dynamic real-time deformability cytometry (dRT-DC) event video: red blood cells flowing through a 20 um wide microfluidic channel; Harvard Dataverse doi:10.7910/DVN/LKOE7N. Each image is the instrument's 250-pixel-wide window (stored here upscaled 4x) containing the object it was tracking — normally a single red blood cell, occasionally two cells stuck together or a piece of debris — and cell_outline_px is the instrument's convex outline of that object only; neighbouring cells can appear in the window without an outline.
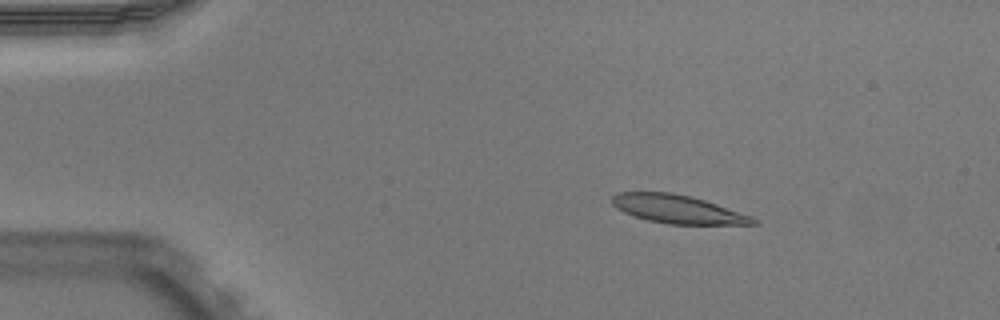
{"species": "Egyptian fruit bat (a non-hibernating species)", "species_latin": "Rousettus aegyptiacus", "temperature_condition": "warm", "stored_images_in_passage": 44, "camera_frame_rate_fps": 3000, "um_per_image_px": 0.085, "animal": {"sex": "male"}, "frame": {"image": 1, "passage_image": 1, "time_ms": 0.0, "image_size_px": [1000, 320], "cell_outline_px": [[756, 224], [668, 224], [648, 220], [624, 212], [616, 208], [612, 204], [612, 196], [616, 192], [672, 192], [692, 196], [752, 216], [756, 220]], "centroid_in_image_um": [57.56, 17.77], "position_along_channel_um": 27.4, "area_um2": 23.12}}
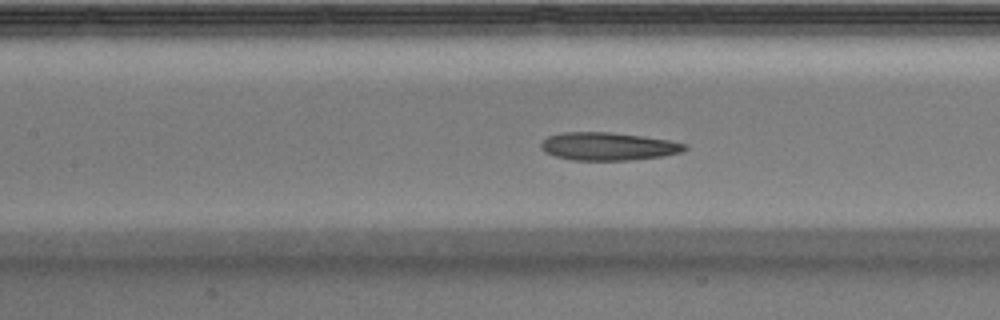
{"frame": {"image": 2, "passage_image": 16, "time_ms": 5.0, "image_size_px": [1000, 320], "cell_outline_px": [[688, 148], [680, 152], [664, 156], [628, 160], [572, 160], [556, 156], [544, 152], [540, 148], [540, 144], [548, 136], [560, 132], [608, 132], [640, 136], [668, 140], [688, 144]], "centroid_in_image_um": [51.67, 12.44], "position_along_channel_um": 155.7, "area_um2": 23.35}}
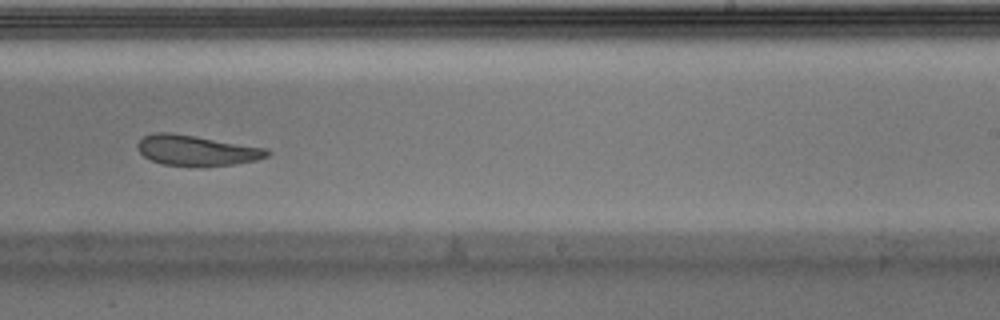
{"frame": {"image": 3, "passage_image": 25, "time_ms": 8.0, "image_size_px": [1000, 320], "cell_outline_px": [[272, 152], [268, 156], [256, 160], [232, 164], [164, 164], [152, 160], [144, 156], [136, 148], [136, 144], [144, 136], [152, 132], [172, 132], [268, 148]], "centroid_in_image_um": [16.7, 12.74], "position_along_channel_um": 272.3, "area_um2": 22.43}, "authors_computed_cell_mechanics": {"area_um2": 24.1893, "velocity_mm_per_s": 3.8986, "shape_relaxation_time_tau1_ms": 6.2748, "shape_relaxation_time_tau2_ms": 2.9013, "deformation_change_tau1": 0.1895, "deformation_change_tau2": 0.1195}}